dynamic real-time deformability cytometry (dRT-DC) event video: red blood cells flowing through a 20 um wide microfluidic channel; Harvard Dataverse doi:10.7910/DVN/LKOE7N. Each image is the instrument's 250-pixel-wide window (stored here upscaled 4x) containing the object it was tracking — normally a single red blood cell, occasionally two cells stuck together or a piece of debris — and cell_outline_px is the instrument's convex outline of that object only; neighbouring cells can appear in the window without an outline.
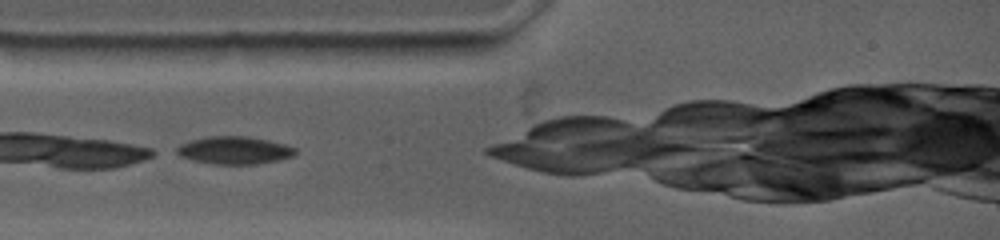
{"species": "common noctule bat (a hibernating species)", "species_latin": "Nyctalus noctula", "temperature_condition": "warm", "stored_images_in_passage": 26, "camera_frame_rate_fps": 4500, "um_per_image_px": 0.085, "animal": {"sex": "female", "body_mass_g": 19.0, "forearm_length_mm": 53.3}, "frame": {"image": 1, "passage_image": 1, "time_ms": 0.0, "image_size_px": [1000, 240], "cell_outline_px": [[296, 152], [292, 156], [280, 160], [256, 164], [216, 164], [196, 160], [180, 156], [172, 152], [180, 144], [188, 140], [208, 136], [248, 136], [268, 140], [284, 144], [296, 148]], "centroid_in_image_um": [19.89, 12.76], "position_along_channel_um": 65.1, "area_um2": 19.19}}